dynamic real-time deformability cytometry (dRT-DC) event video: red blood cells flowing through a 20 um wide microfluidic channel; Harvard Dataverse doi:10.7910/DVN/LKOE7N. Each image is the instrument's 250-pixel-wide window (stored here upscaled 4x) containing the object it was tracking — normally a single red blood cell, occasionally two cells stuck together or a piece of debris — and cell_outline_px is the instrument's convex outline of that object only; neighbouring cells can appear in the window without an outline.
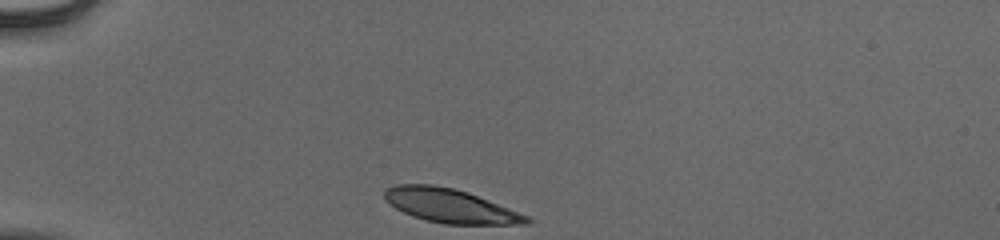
{"species": "human", "species_latin": "Homo sapiens", "temperature_condition": "cold", "stored_images_in_passage": 32, "camera_frame_rate_fps": 3000, "um_per_image_px": 0.085, "donor": {"sex": "male"}, "frame": {"image": 1, "passage_image": 1, "time_ms": 0.0, "image_size_px": [1000, 240], "cell_outline_px": [[532, 224], [444, 224], [424, 220], [412, 216], [396, 208], [384, 200], [384, 188], [396, 184], [432, 184], [452, 188], [468, 192], [528, 216], [532, 220]], "centroid_in_image_um": [38.23, 17.49], "position_along_channel_um": 46.8, "area_um2": 28.03}}
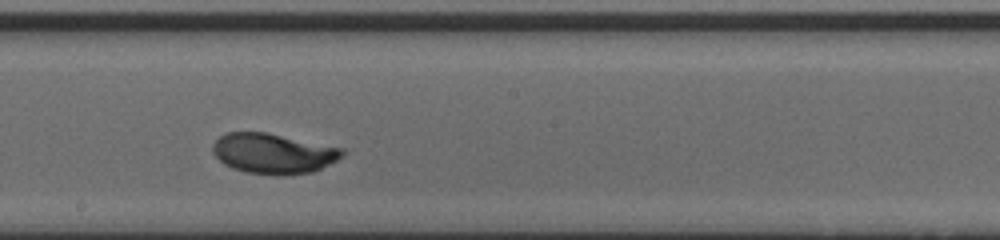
{"frame": {"image": 2, "passage_image": 18, "time_ms": 5.667, "image_size_px": [1000, 240], "cell_outline_px": [[348, 152], [344, 156], [312, 172], [284, 176], [280, 176], [244, 172], [232, 168], [224, 164], [212, 152], [212, 144], [224, 132], [268, 132], [344, 148]], "centroid_in_image_um": [23.24, 13.04], "position_along_channel_um": 225.0, "area_um2": 30.81}}
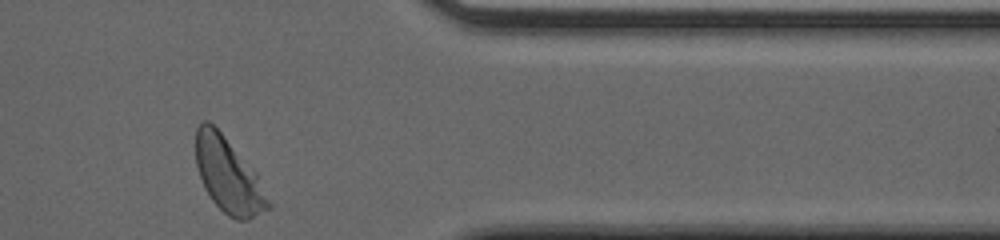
{"frame": {"image": 3, "passage_image": 32, "time_ms": 10.333, "image_size_px": [1000, 240], "cell_outline_px": [[272, 208], [248, 220], [236, 220], [228, 216], [212, 200], [204, 188], [196, 164], [196, 128], [204, 120], [208, 120], [224, 136], [256, 172], [272, 204]], "centroid_in_image_um": [19.43, 14.94], "position_along_channel_um": 392.0, "area_um2": 31.44}, "authors_computed_cell_mechanics": {"area_um2": 29.8826, "velocity_mm_per_s": 3.8337, "shape_relaxation_time_tau1_ms": 2.7148, "shape_relaxation_time_tau2_ms": null, "deformation_change_tau1": 0.1698, "deformation_change_tau2": null}}